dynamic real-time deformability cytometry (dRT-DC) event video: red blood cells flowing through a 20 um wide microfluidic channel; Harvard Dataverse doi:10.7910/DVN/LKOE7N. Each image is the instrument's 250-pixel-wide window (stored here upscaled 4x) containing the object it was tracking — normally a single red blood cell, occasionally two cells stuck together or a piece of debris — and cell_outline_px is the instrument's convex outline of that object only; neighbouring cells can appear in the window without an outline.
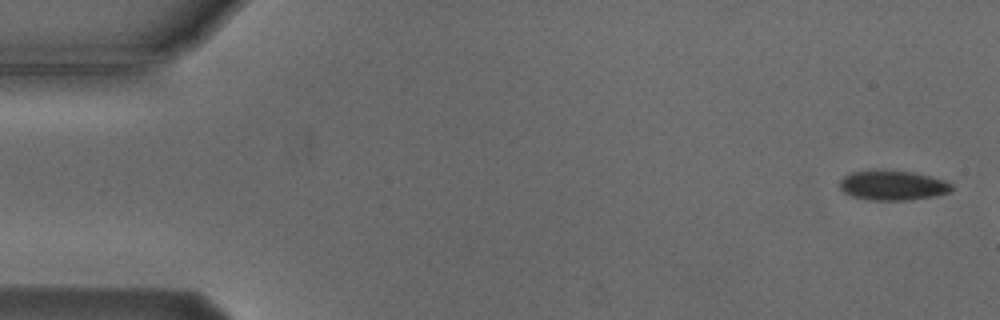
{"species": "Egyptian fruit bat (a non-hibernating species)", "species_latin": "Rousettus aegyptiacus", "temperature_condition": "cold", "stored_images_in_passage": 3, "camera_frame_rate_fps": 3000, "um_per_image_px": 0.085, "animal": {"sex": "male"}, "frame": {"image": 1, "passage_image": 1, "time_ms": 0.0, "image_size_px": [1000, 320], "cell_outline_px": [[952, 188], [948, 192], [936, 196], [908, 200], [868, 200], [852, 196], [844, 192], [840, 188], [840, 180], [844, 176], [852, 172], [872, 168], [884, 168], [912, 172], [944, 180], [952, 184]], "centroid_in_image_um": [75.83, 15.72], "position_along_channel_um": 9.2, "area_um2": 19.83}}